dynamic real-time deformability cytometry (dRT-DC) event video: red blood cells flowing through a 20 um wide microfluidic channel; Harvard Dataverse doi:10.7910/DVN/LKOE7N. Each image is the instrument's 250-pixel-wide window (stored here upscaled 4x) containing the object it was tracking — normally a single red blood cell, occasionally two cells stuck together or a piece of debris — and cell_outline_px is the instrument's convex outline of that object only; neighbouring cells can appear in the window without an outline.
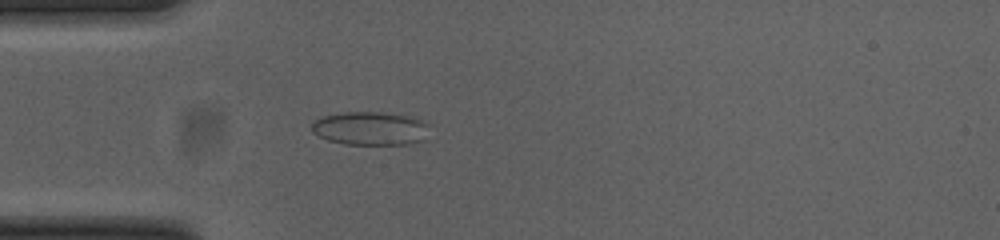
{"species": "common noctule bat (a hibernating species)", "species_latin": "Nyctalus noctula", "temperature_condition": "cold", "stored_images_in_passage": 38, "camera_frame_rate_fps": 3000, "um_per_image_px": 0.085, "animal": {"sex": "female", "body_mass_g": 23.0, "forearm_length_mm": 53.4}, "frame": {"image": 1, "passage_image": 1, "time_ms": 0.0, "image_size_px": [1000, 240], "cell_outline_px": [[428, 124], [424, 140], [408, 144], [344, 144], [328, 140], [312, 132], [312, 120], [324, 116], [344, 112], [384, 112], [408, 116], [420, 120]], "centroid_in_image_um": [31.45, 10.91], "position_along_channel_um": 53.6, "area_um2": 22.83}}
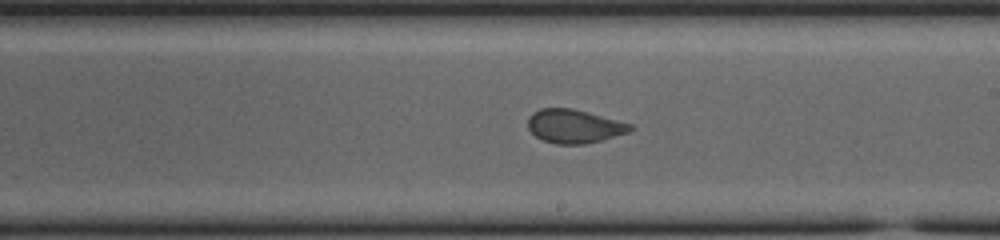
{"frame": {"image": 2, "passage_image": 16, "time_ms": 5.0, "image_size_px": [1000, 240], "cell_outline_px": [[632, 128], [628, 132], [600, 140], [584, 144], [556, 144], [544, 140], [536, 136], [528, 128], [528, 116], [532, 112], [540, 108], [572, 108], [588, 112], [632, 124]], "centroid_in_image_um": [48.76, 10.71], "position_along_channel_um": 240.2, "area_um2": 19.88}}
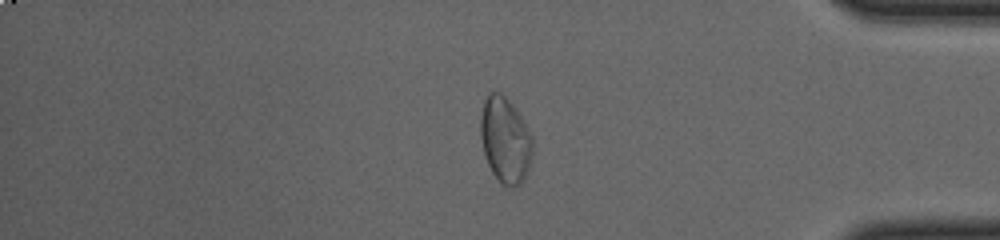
{"frame": {"image": 3, "passage_image": 30, "time_ms": 9.667, "image_size_px": [1000, 240], "cell_outline_px": [[532, 152], [528, 172], [520, 184], [508, 188], [492, 172], [488, 164], [484, 152], [480, 136], [480, 116], [484, 100], [488, 92], [500, 92], [516, 108], [528, 128], [532, 136]], "centroid_in_image_um": [42.94, 11.87], "position_along_channel_um": 392.3, "area_um2": 26.01}}